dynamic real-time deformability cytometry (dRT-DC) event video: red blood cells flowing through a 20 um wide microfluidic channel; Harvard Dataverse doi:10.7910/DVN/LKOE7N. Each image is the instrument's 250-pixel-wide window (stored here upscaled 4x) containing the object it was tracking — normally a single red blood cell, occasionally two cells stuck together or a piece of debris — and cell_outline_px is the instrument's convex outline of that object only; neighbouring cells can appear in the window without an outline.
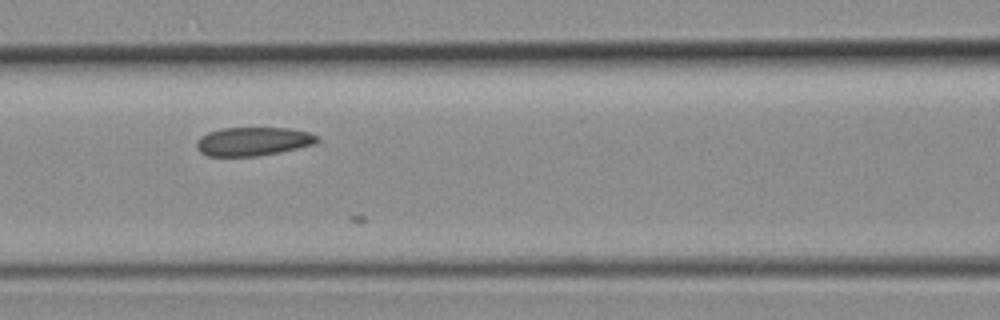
{"species": "common noctule bat (a hibernating species)", "species_latin": "Nyctalus noctula", "temperature_condition": "room temperature", "stored_images_in_passage": 8, "camera_frame_rate_fps": 3000, "um_per_image_px": 0.085, "animal": {"sex": "female", "body_mass_g": 19.3, "forearm_length_mm": 54.1}, "frame": {"image": 1, "passage_image": 6, "time_ms": 1.667, "image_size_px": [1000, 320], "cell_outline_px": [[320, 140], [316, 144], [280, 152], [256, 156], [208, 156], [200, 152], [196, 148], [196, 140], [200, 136], [208, 132], [224, 128], [292, 128], [308, 132], [316, 136]], "centroid_in_image_um": [21.5, 12.02], "position_along_channel_um": 145.1, "area_um2": 20.23}}